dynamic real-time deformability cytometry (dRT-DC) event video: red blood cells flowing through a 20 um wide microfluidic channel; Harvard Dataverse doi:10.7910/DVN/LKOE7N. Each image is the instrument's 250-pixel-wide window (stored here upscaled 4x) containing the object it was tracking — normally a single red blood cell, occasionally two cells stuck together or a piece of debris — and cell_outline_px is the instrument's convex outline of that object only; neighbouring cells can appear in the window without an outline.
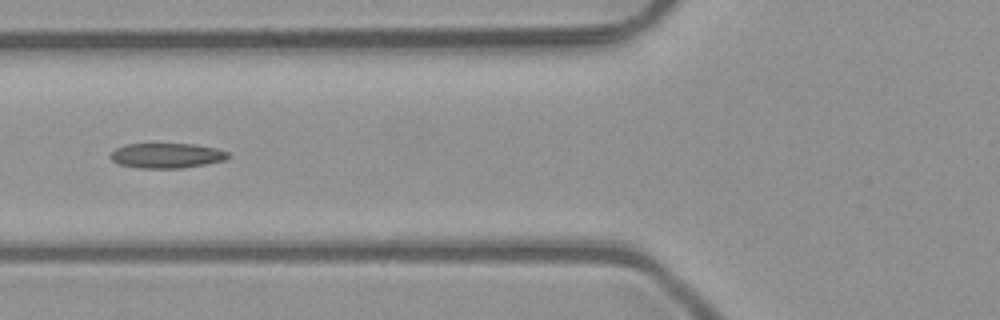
{"species": "common noctule bat (a hibernating species)", "species_latin": "Nyctalus noctula", "temperature_condition": "room temperature", "stored_images_in_passage": 4, "camera_frame_rate_fps": 3000, "um_per_image_px": 0.085, "animal": {"sex": "male", "body_mass_g": 23.1, "forearm_length_mm": 52.7}, "frame": {"image": 1, "passage_image": 4, "time_ms": 1.0, "image_size_px": [1000, 320], "cell_outline_px": [[228, 156], [224, 160], [204, 164], [180, 168], [136, 168], [120, 164], [112, 160], [108, 156], [116, 148], [124, 144], [192, 144], [216, 148], [228, 152]], "centroid_in_image_um": [14.12, 13.22], "position_along_channel_um": 111.7, "area_um2": 16.99}}